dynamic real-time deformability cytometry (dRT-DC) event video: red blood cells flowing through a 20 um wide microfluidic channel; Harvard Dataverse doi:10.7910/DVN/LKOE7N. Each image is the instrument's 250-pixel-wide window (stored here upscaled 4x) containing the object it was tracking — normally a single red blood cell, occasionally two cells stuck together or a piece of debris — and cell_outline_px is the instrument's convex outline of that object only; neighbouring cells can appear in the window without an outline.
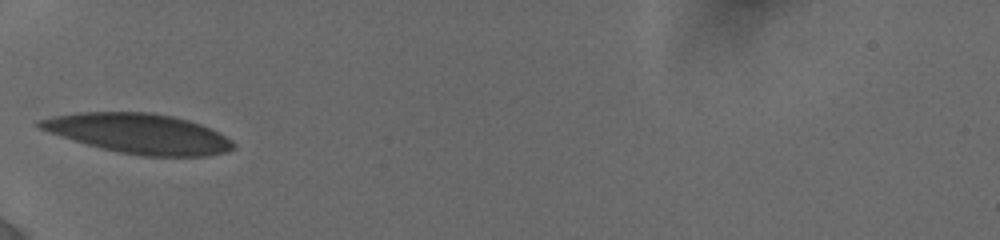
{"species": "human", "species_latin": "Homo sapiens", "temperature_condition": "cold", "stored_images_in_passage": 4, "camera_frame_rate_fps": 3000, "um_per_image_px": 0.085, "donor": {"sex": "female"}, "frame": {"image": 1, "passage_image": 1, "time_ms": 0.0, "image_size_px": [1000, 240], "cell_outline_px": [[236, 148], [228, 152], [208, 156], [144, 156], [120, 152], [88, 144], [60, 136], [40, 128], [36, 124], [36, 120], [52, 116], [80, 112], [152, 112], [172, 116], [188, 120], [212, 128], [232, 140], [236, 144]], "centroid_in_image_um": [11.86, 11.34], "position_along_channel_um": 73.1, "area_um2": 44.97}}
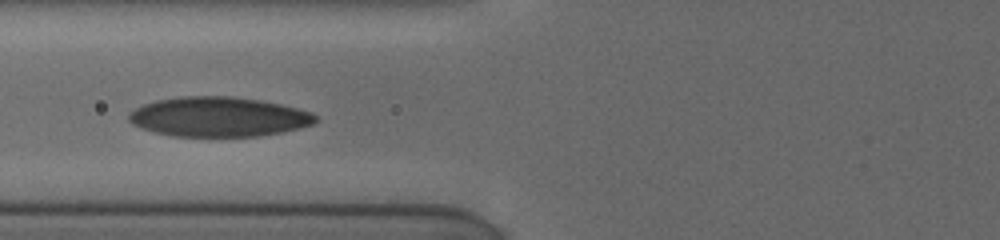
{"frame": {"image": 2, "passage_image": 2, "time_ms": 1.0, "image_size_px": [1000, 240], "cell_outline_px": [[316, 120], [312, 124], [300, 128], [280, 132], [256, 136], [172, 136], [140, 128], [132, 124], [128, 120], [128, 112], [140, 104], [156, 100], [180, 96], [232, 96], [260, 100], [280, 104], [312, 112], [316, 116]], "centroid_in_image_um": [18.51, 9.92], "position_along_channel_um": 107.3, "area_um2": 43.29}}
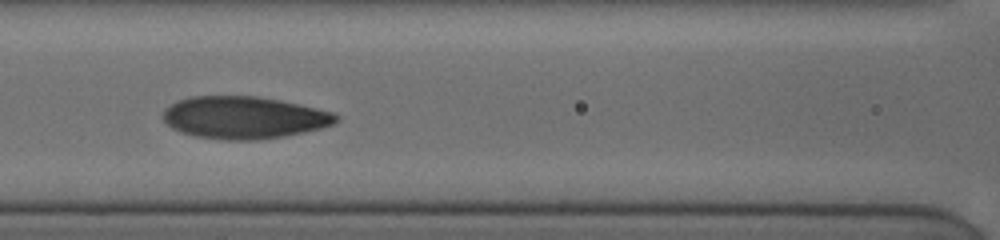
{"frame": {"image": 3, "passage_image": 3, "time_ms": 2.0, "image_size_px": [1000, 240], "cell_outline_px": [[340, 120], [332, 124], [320, 128], [304, 132], [284, 136], [256, 140], [224, 140], [196, 136], [180, 132], [172, 128], [164, 120], [164, 108], [176, 100], [192, 96], [256, 96], [280, 100], [316, 108], [332, 112], [340, 116]], "centroid_in_image_um": [20.73, 9.99], "position_along_channel_um": 145.9, "area_um2": 42.66}}